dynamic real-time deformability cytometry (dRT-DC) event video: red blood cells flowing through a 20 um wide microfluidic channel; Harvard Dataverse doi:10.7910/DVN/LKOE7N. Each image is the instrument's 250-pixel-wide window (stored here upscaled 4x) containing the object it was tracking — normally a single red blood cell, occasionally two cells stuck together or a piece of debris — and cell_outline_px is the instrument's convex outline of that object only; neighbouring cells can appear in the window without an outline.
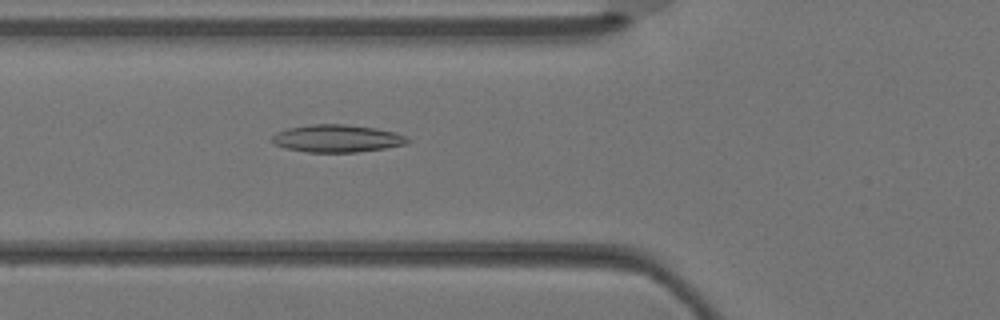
{"species": "Egyptian fruit bat (a non-hibernating species)", "species_latin": "Rousettus aegyptiacus", "temperature_condition": "warm", "stored_images_in_passage": 4, "camera_frame_rate_fps": 3000, "um_per_image_px": 0.085, "animal": {"sex": "female"}, "frame": {"image": 1, "passage_image": 4, "time_ms": 1.0, "image_size_px": [1000, 320], "cell_outline_px": [[412, 140], [408, 144], [384, 148], [356, 152], [308, 152], [284, 148], [276, 144], [272, 140], [272, 136], [276, 132], [288, 128], [312, 124], [344, 124], [376, 128], [396, 132]], "centroid_in_image_um": [28.67, 11.76], "position_along_channel_um": 97.1, "area_um2": 21.73}}